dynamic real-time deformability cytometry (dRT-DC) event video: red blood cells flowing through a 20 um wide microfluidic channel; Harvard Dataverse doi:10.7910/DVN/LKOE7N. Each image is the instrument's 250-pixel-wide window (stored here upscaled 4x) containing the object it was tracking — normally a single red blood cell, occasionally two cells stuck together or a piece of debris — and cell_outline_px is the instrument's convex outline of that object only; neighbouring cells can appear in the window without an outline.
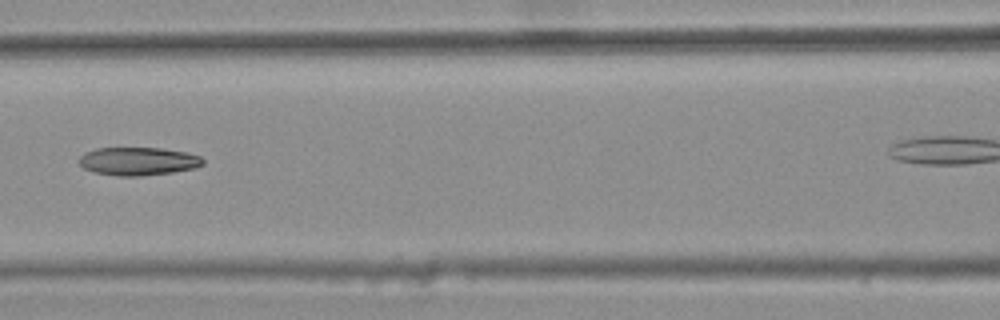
{"species": "common noctule bat (a hibernating species)", "species_latin": "Nyctalus noctula", "temperature_condition": "warm", "stored_images_in_passage": 8, "camera_frame_rate_fps": 3000, "um_per_image_px": 0.085, "animal": {"sex": "female", "body_mass_g": 25.1}, "frame": {"image": 1, "passage_image": 6, "time_ms": 1.667, "image_size_px": [1000, 320], "cell_outline_px": [[204, 164], [196, 168], [172, 172], [140, 176], [116, 176], [96, 172], [84, 168], [80, 164], [80, 156], [84, 152], [96, 148], [160, 148], [184, 152], [200, 156], [204, 160]], "centroid_in_image_um": [11.75, 13.7], "position_along_channel_um": 154.9, "area_um2": 20.23}}
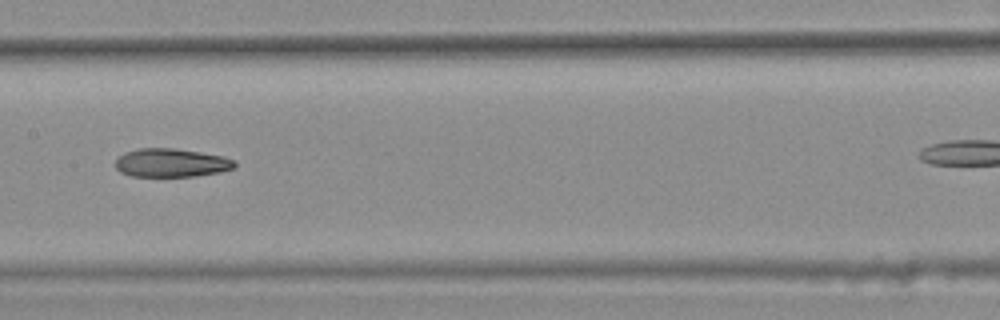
{"frame": {"image": 2, "passage_image": 7, "time_ms": 2.0, "image_size_px": [1000, 320], "cell_outline_px": [[236, 168], [220, 172], [196, 176], [132, 176], [120, 172], [116, 168], [116, 160], [124, 152], [140, 148], [176, 148], [224, 156], [236, 160]], "centroid_in_image_um": [14.6, 13.83], "position_along_channel_um": 192.8, "area_um2": 19.94}}